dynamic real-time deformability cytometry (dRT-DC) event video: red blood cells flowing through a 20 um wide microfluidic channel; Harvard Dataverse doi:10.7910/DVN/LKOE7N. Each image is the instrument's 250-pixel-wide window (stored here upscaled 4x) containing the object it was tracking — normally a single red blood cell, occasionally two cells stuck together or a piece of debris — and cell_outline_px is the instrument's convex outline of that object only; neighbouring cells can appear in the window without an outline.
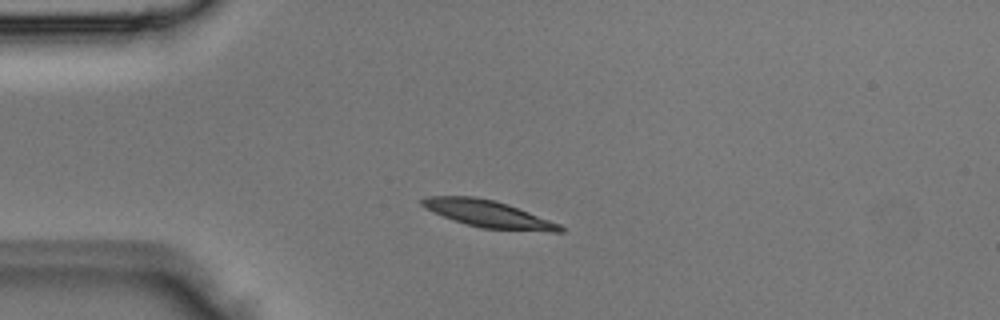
{"species": "Egyptian fruit bat (a non-hibernating species)", "species_latin": "Rousettus aegyptiacus", "temperature_condition": "room temperature", "stored_images_in_passage": 1, "camera_frame_rate_fps": 3000, "um_per_image_px": 0.085, "animal": {"sex": "male"}, "frame": {"image": 1, "passage_image": 1, "time_ms": 0.0, "image_size_px": [1000, 320], "cell_outline_px": [[564, 232], [552, 232], [480, 228], [432, 212], [424, 208], [420, 204], [420, 200], [424, 196], [476, 196], [496, 200], [508, 204], [560, 224], [564, 228]], "centroid_in_image_um": [41.49, 18.17], "position_along_channel_um": 43.5, "area_um2": 21.73}}